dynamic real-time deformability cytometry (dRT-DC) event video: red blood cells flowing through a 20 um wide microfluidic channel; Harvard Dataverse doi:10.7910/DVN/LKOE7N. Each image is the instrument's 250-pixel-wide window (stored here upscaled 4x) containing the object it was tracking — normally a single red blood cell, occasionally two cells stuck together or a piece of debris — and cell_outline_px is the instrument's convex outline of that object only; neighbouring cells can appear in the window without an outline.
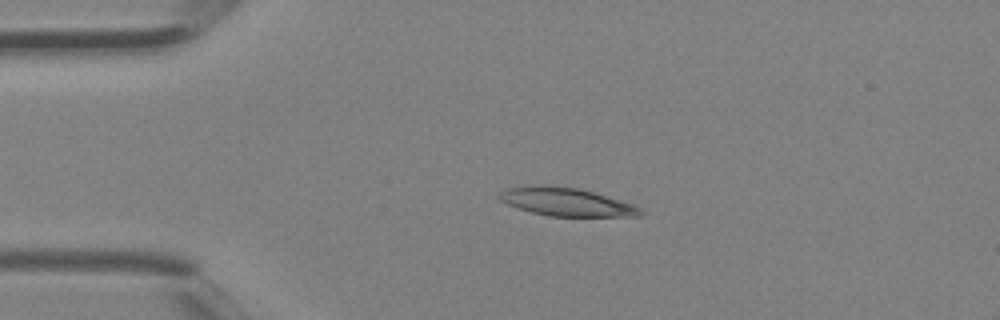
{"species": "Egyptian fruit bat (a non-hibernating species)", "species_latin": "Rousettus aegyptiacus", "temperature_condition": "room temperature", "stored_images_in_passage": 3, "camera_frame_rate_fps": 3000, "um_per_image_px": 0.085, "animal": {"sex": "female"}, "frame": {"image": 1, "passage_image": 2, "time_ms": 0.333, "image_size_px": [1000, 320], "cell_outline_px": [[644, 216], [548, 216], [516, 208], [500, 200], [496, 196], [504, 188], [524, 184], [552, 184], [580, 188], [632, 204], [640, 208], [644, 212]], "centroid_in_image_um": [48.05, 17.13], "position_along_channel_um": 37.0, "area_um2": 23.7}}